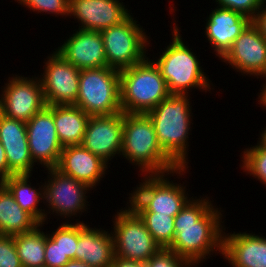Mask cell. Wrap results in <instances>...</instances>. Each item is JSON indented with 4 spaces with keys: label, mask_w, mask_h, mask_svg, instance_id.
<instances>
[{
    "label": "cell",
    "mask_w": 266,
    "mask_h": 267,
    "mask_svg": "<svg viewBox=\"0 0 266 267\" xmlns=\"http://www.w3.org/2000/svg\"><path fill=\"white\" fill-rule=\"evenodd\" d=\"M205 197H191L175 216V238L168 248L187 259L193 267L205 262L217 250L223 255V232L226 227L221 223H224V213L213 205L209 197Z\"/></svg>",
    "instance_id": "6da1fadb"
},
{
    "label": "cell",
    "mask_w": 266,
    "mask_h": 267,
    "mask_svg": "<svg viewBox=\"0 0 266 267\" xmlns=\"http://www.w3.org/2000/svg\"><path fill=\"white\" fill-rule=\"evenodd\" d=\"M139 168L142 174H166L179 166L158 145L154 125L145 113H123V139L120 156Z\"/></svg>",
    "instance_id": "7a4b0ae2"
},
{
    "label": "cell",
    "mask_w": 266,
    "mask_h": 267,
    "mask_svg": "<svg viewBox=\"0 0 266 267\" xmlns=\"http://www.w3.org/2000/svg\"><path fill=\"white\" fill-rule=\"evenodd\" d=\"M189 95L171 94L146 114L154 125L158 145L179 166H188L192 106Z\"/></svg>",
    "instance_id": "3957f363"
},
{
    "label": "cell",
    "mask_w": 266,
    "mask_h": 267,
    "mask_svg": "<svg viewBox=\"0 0 266 267\" xmlns=\"http://www.w3.org/2000/svg\"><path fill=\"white\" fill-rule=\"evenodd\" d=\"M172 42L165 46L154 63L160 69L170 94L189 95L191 89L211 90V81L200 66V60L183 42L178 24H173ZM179 28V29H178ZM192 50V51H191Z\"/></svg>",
    "instance_id": "277c9868"
},
{
    "label": "cell",
    "mask_w": 266,
    "mask_h": 267,
    "mask_svg": "<svg viewBox=\"0 0 266 267\" xmlns=\"http://www.w3.org/2000/svg\"><path fill=\"white\" fill-rule=\"evenodd\" d=\"M120 103L123 113H147L171 94L160 69L146 57L142 62L119 70Z\"/></svg>",
    "instance_id": "5b68a950"
},
{
    "label": "cell",
    "mask_w": 266,
    "mask_h": 267,
    "mask_svg": "<svg viewBox=\"0 0 266 267\" xmlns=\"http://www.w3.org/2000/svg\"><path fill=\"white\" fill-rule=\"evenodd\" d=\"M188 168L179 167L166 174L144 175L139 187H134L129 194L127 204L135 212H155L175 217L191 198L186 192V185L174 183L168 176L178 174L177 178H180V175L186 174Z\"/></svg>",
    "instance_id": "8992f818"
},
{
    "label": "cell",
    "mask_w": 266,
    "mask_h": 267,
    "mask_svg": "<svg viewBox=\"0 0 266 267\" xmlns=\"http://www.w3.org/2000/svg\"><path fill=\"white\" fill-rule=\"evenodd\" d=\"M75 105L89 116H109L122 112L119 70L107 66L82 69Z\"/></svg>",
    "instance_id": "52a82bcc"
},
{
    "label": "cell",
    "mask_w": 266,
    "mask_h": 267,
    "mask_svg": "<svg viewBox=\"0 0 266 267\" xmlns=\"http://www.w3.org/2000/svg\"><path fill=\"white\" fill-rule=\"evenodd\" d=\"M137 22L133 14H130L120 24L101 31L107 67L121 70L140 63L147 57L150 36L146 35L145 29Z\"/></svg>",
    "instance_id": "ba28073f"
},
{
    "label": "cell",
    "mask_w": 266,
    "mask_h": 267,
    "mask_svg": "<svg viewBox=\"0 0 266 267\" xmlns=\"http://www.w3.org/2000/svg\"><path fill=\"white\" fill-rule=\"evenodd\" d=\"M113 217L111 233L115 256L145 263L161 249L143 220L129 204L117 211Z\"/></svg>",
    "instance_id": "9c48e42d"
},
{
    "label": "cell",
    "mask_w": 266,
    "mask_h": 267,
    "mask_svg": "<svg viewBox=\"0 0 266 267\" xmlns=\"http://www.w3.org/2000/svg\"><path fill=\"white\" fill-rule=\"evenodd\" d=\"M48 180L44 181V205L45 221L47 222L48 215L55 214L61 216L60 218L69 220L71 222L72 216L82 215L88 206H90L87 199L90 188L87 184L80 182L70 176L61 173L54 168H46ZM71 218V220H70Z\"/></svg>",
    "instance_id": "30bf717a"
},
{
    "label": "cell",
    "mask_w": 266,
    "mask_h": 267,
    "mask_svg": "<svg viewBox=\"0 0 266 267\" xmlns=\"http://www.w3.org/2000/svg\"><path fill=\"white\" fill-rule=\"evenodd\" d=\"M0 92V113L4 116L27 123L47 105L40 79L24 75H13Z\"/></svg>",
    "instance_id": "8fae6325"
},
{
    "label": "cell",
    "mask_w": 266,
    "mask_h": 267,
    "mask_svg": "<svg viewBox=\"0 0 266 267\" xmlns=\"http://www.w3.org/2000/svg\"><path fill=\"white\" fill-rule=\"evenodd\" d=\"M44 64V72L38 77L46 105H75L81 70L67 62L57 51H53Z\"/></svg>",
    "instance_id": "7c38bea8"
},
{
    "label": "cell",
    "mask_w": 266,
    "mask_h": 267,
    "mask_svg": "<svg viewBox=\"0 0 266 267\" xmlns=\"http://www.w3.org/2000/svg\"><path fill=\"white\" fill-rule=\"evenodd\" d=\"M221 60L242 75L257 76V79L265 78L266 39L251 22L235 39Z\"/></svg>",
    "instance_id": "4fadbf2b"
},
{
    "label": "cell",
    "mask_w": 266,
    "mask_h": 267,
    "mask_svg": "<svg viewBox=\"0 0 266 267\" xmlns=\"http://www.w3.org/2000/svg\"><path fill=\"white\" fill-rule=\"evenodd\" d=\"M27 139L31 158L41 167L57 166L63 147L59 142L53 120V105H47L27 123Z\"/></svg>",
    "instance_id": "5bb4252c"
},
{
    "label": "cell",
    "mask_w": 266,
    "mask_h": 267,
    "mask_svg": "<svg viewBox=\"0 0 266 267\" xmlns=\"http://www.w3.org/2000/svg\"><path fill=\"white\" fill-rule=\"evenodd\" d=\"M123 139V112L109 116H90L81 145L108 164L120 157Z\"/></svg>",
    "instance_id": "9a60e30c"
},
{
    "label": "cell",
    "mask_w": 266,
    "mask_h": 267,
    "mask_svg": "<svg viewBox=\"0 0 266 267\" xmlns=\"http://www.w3.org/2000/svg\"><path fill=\"white\" fill-rule=\"evenodd\" d=\"M130 14L119 0H69L68 17L77 19L84 30L101 32L120 24Z\"/></svg>",
    "instance_id": "2e32d148"
},
{
    "label": "cell",
    "mask_w": 266,
    "mask_h": 267,
    "mask_svg": "<svg viewBox=\"0 0 266 267\" xmlns=\"http://www.w3.org/2000/svg\"><path fill=\"white\" fill-rule=\"evenodd\" d=\"M55 51L79 70L107 66L103 38L98 31L78 28Z\"/></svg>",
    "instance_id": "e0dca14e"
},
{
    "label": "cell",
    "mask_w": 266,
    "mask_h": 267,
    "mask_svg": "<svg viewBox=\"0 0 266 267\" xmlns=\"http://www.w3.org/2000/svg\"><path fill=\"white\" fill-rule=\"evenodd\" d=\"M0 142L8 162V177L29 174L36 165L30 155L26 123L0 113Z\"/></svg>",
    "instance_id": "ac0fdd59"
},
{
    "label": "cell",
    "mask_w": 266,
    "mask_h": 267,
    "mask_svg": "<svg viewBox=\"0 0 266 267\" xmlns=\"http://www.w3.org/2000/svg\"><path fill=\"white\" fill-rule=\"evenodd\" d=\"M211 11L206 18L204 35L221 59L252 20L240 12L218 6Z\"/></svg>",
    "instance_id": "d6986e66"
},
{
    "label": "cell",
    "mask_w": 266,
    "mask_h": 267,
    "mask_svg": "<svg viewBox=\"0 0 266 267\" xmlns=\"http://www.w3.org/2000/svg\"><path fill=\"white\" fill-rule=\"evenodd\" d=\"M109 164L82 145L64 147L57 166L61 173L95 189L105 177Z\"/></svg>",
    "instance_id": "ffe728a7"
},
{
    "label": "cell",
    "mask_w": 266,
    "mask_h": 267,
    "mask_svg": "<svg viewBox=\"0 0 266 267\" xmlns=\"http://www.w3.org/2000/svg\"><path fill=\"white\" fill-rule=\"evenodd\" d=\"M115 256L114 239L110 231L92 228L82 220L78 221V242L75 260L92 267H111Z\"/></svg>",
    "instance_id": "44dd1931"
},
{
    "label": "cell",
    "mask_w": 266,
    "mask_h": 267,
    "mask_svg": "<svg viewBox=\"0 0 266 267\" xmlns=\"http://www.w3.org/2000/svg\"><path fill=\"white\" fill-rule=\"evenodd\" d=\"M222 256L231 267H266V238L247 231H224Z\"/></svg>",
    "instance_id": "7402d4cb"
},
{
    "label": "cell",
    "mask_w": 266,
    "mask_h": 267,
    "mask_svg": "<svg viewBox=\"0 0 266 267\" xmlns=\"http://www.w3.org/2000/svg\"><path fill=\"white\" fill-rule=\"evenodd\" d=\"M89 118L76 105H53V120L63 148L81 145Z\"/></svg>",
    "instance_id": "603a6c76"
},
{
    "label": "cell",
    "mask_w": 266,
    "mask_h": 267,
    "mask_svg": "<svg viewBox=\"0 0 266 267\" xmlns=\"http://www.w3.org/2000/svg\"><path fill=\"white\" fill-rule=\"evenodd\" d=\"M32 175L21 174L11 175L5 178L1 183L13 195L18 205L29 213L39 224H45V209H41L39 203H44V183L39 188L32 187L30 179ZM40 190V191H39Z\"/></svg>",
    "instance_id": "cb8c5ba5"
},
{
    "label": "cell",
    "mask_w": 266,
    "mask_h": 267,
    "mask_svg": "<svg viewBox=\"0 0 266 267\" xmlns=\"http://www.w3.org/2000/svg\"><path fill=\"white\" fill-rule=\"evenodd\" d=\"M39 223L15 201L0 183V235L15 236L33 230Z\"/></svg>",
    "instance_id": "d4e9b609"
},
{
    "label": "cell",
    "mask_w": 266,
    "mask_h": 267,
    "mask_svg": "<svg viewBox=\"0 0 266 267\" xmlns=\"http://www.w3.org/2000/svg\"><path fill=\"white\" fill-rule=\"evenodd\" d=\"M42 224L33 230L15 235L14 244L23 267H42L45 262V233Z\"/></svg>",
    "instance_id": "484cf974"
},
{
    "label": "cell",
    "mask_w": 266,
    "mask_h": 267,
    "mask_svg": "<svg viewBox=\"0 0 266 267\" xmlns=\"http://www.w3.org/2000/svg\"><path fill=\"white\" fill-rule=\"evenodd\" d=\"M145 223L155 242L161 248H169L175 238L174 216L155 212H136Z\"/></svg>",
    "instance_id": "4316f807"
},
{
    "label": "cell",
    "mask_w": 266,
    "mask_h": 267,
    "mask_svg": "<svg viewBox=\"0 0 266 267\" xmlns=\"http://www.w3.org/2000/svg\"><path fill=\"white\" fill-rule=\"evenodd\" d=\"M242 153L240 167L243 172H246V175H252L266 186V148L257 143V145H251V147L244 149Z\"/></svg>",
    "instance_id": "83f0119b"
},
{
    "label": "cell",
    "mask_w": 266,
    "mask_h": 267,
    "mask_svg": "<svg viewBox=\"0 0 266 267\" xmlns=\"http://www.w3.org/2000/svg\"><path fill=\"white\" fill-rule=\"evenodd\" d=\"M78 220L76 223L65 221L48 235L59 244L64 256L70 260H75V250L78 242Z\"/></svg>",
    "instance_id": "f1b7e54d"
},
{
    "label": "cell",
    "mask_w": 266,
    "mask_h": 267,
    "mask_svg": "<svg viewBox=\"0 0 266 267\" xmlns=\"http://www.w3.org/2000/svg\"><path fill=\"white\" fill-rule=\"evenodd\" d=\"M23 7L25 6L30 11L37 12V14L45 12L47 14H54L55 17L61 16L65 18L68 16L69 0H15Z\"/></svg>",
    "instance_id": "f546056e"
},
{
    "label": "cell",
    "mask_w": 266,
    "mask_h": 267,
    "mask_svg": "<svg viewBox=\"0 0 266 267\" xmlns=\"http://www.w3.org/2000/svg\"><path fill=\"white\" fill-rule=\"evenodd\" d=\"M185 258L177 255L168 248H161L155 255L149 258L144 267H192Z\"/></svg>",
    "instance_id": "4dcf8cb0"
},
{
    "label": "cell",
    "mask_w": 266,
    "mask_h": 267,
    "mask_svg": "<svg viewBox=\"0 0 266 267\" xmlns=\"http://www.w3.org/2000/svg\"><path fill=\"white\" fill-rule=\"evenodd\" d=\"M215 2L218 7L240 12L252 20L265 0H215Z\"/></svg>",
    "instance_id": "1f68e13d"
},
{
    "label": "cell",
    "mask_w": 266,
    "mask_h": 267,
    "mask_svg": "<svg viewBox=\"0 0 266 267\" xmlns=\"http://www.w3.org/2000/svg\"><path fill=\"white\" fill-rule=\"evenodd\" d=\"M0 267H23L13 236L0 235Z\"/></svg>",
    "instance_id": "d6a6232c"
},
{
    "label": "cell",
    "mask_w": 266,
    "mask_h": 267,
    "mask_svg": "<svg viewBox=\"0 0 266 267\" xmlns=\"http://www.w3.org/2000/svg\"><path fill=\"white\" fill-rule=\"evenodd\" d=\"M70 259L64 256L59 244L45 234V262L47 267H63Z\"/></svg>",
    "instance_id": "836d02e7"
},
{
    "label": "cell",
    "mask_w": 266,
    "mask_h": 267,
    "mask_svg": "<svg viewBox=\"0 0 266 267\" xmlns=\"http://www.w3.org/2000/svg\"><path fill=\"white\" fill-rule=\"evenodd\" d=\"M266 0L261 6L255 17L252 19V23L258 28L260 34L266 39Z\"/></svg>",
    "instance_id": "e575fe53"
},
{
    "label": "cell",
    "mask_w": 266,
    "mask_h": 267,
    "mask_svg": "<svg viewBox=\"0 0 266 267\" xmlns=\"http://www.w3.org/2000/svg\"><path fill=\"white\" fill-rule=\"evenodd\" d=\"M111 267H144L143 262L126 260L120 257L114 256Z\"/></svg>",
    "instance_id": "d590c367"
},
{
    "label": "cell",
    "mask_w": 266,
    "mask_h": 267,
    "mask_svg": "<svg viewBox=\"0 0 266 267\" xmlns=\"http://www.w3.org/2000/svg\"><path fill=\"white\" fill-rule=\"evenodd\" d=\"M8 178V162L6 159L5 150L0 142V183Z\"/></svg>",
    "instance_id": "8d00e7d4"
},
{
    "label": "cell",
    "mask_w": 266,
    "mask_h": 267,
    "mask_svg": "<svg viewBox=\"0 0 266 267\" xmlns=\"http://www.w3.org/2000/svg\"><path fill=\"white\" fill-rule=\"evenodd\" d=\"M265 80V84H263L262 86V90L260 92V94L258 95V104H260V106L263 108H265L266 110V77L264 78Z\"/></svg>",
    "instance_id": "74e56055"
},
{
    "label": "cell",
    "mask_w": 266,
    "mask_h": 267,
    "mask_svg": "<svg viewBox=\"0 0 266 267\" xmlns=\"http://www.w3.org/2000/svg\"><path fill=\"white\" fill-rule=\"evenodd\" d=\"M63 267H92L79 260H70Z\"/></svg>",
    "instance_id": "f35d334b"
},
{
    "label": "cell",
    "mask_w": 266,
    "mask_h": 267,
    "mask_svg": "<svg viewBox=\"0 0 266 267\" xmlns=\"http://www.w3.org/2000/svg\"><path fill=\"white\" fill-rule=\"evenodd\" d=\"M260 138H258L259 142H257L261 147L266 148V126L263 131L260 133Z\"/></svg>",
    "instance_id": "ab89813d"
}]
</instances>
